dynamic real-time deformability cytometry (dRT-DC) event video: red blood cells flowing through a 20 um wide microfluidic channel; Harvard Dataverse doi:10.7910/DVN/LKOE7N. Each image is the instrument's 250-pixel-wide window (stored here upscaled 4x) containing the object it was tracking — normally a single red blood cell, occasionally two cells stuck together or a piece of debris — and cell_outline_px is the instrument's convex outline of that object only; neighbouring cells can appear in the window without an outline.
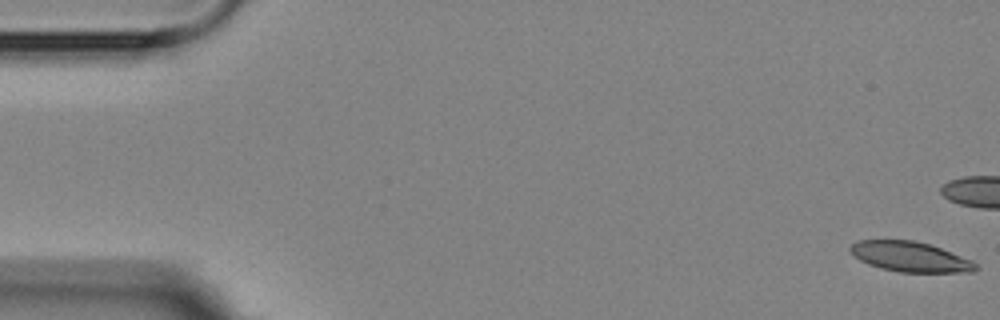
{"species": "Egyptian fruit bat (a non-hibernating species)", "species_latin": "Rousettus aegyptiacus", "temperature_condition": "room temperature", "stored_images_in_passage": 5, "camera_frame_rate_fps": 3000, "um_per_image_px": 0.085, "animal": {"sex": "female"}, "frame": {"image": 1, "passage_image": 1, "time_ms": 0.0, "image_size_px": [1000, 320], "cell_outline_px": [[980, 268], [972, 272], [900, 272], [880, 268], [868, 264], [860, 260], [848, 248], [856, 240], [912, 240], [928, 244], [940, 248], [972, 260]], "centroid_in_image_um": [77.37, 21.83], "position_along_channel_um": 7.6, "area_um2": 21.85}}